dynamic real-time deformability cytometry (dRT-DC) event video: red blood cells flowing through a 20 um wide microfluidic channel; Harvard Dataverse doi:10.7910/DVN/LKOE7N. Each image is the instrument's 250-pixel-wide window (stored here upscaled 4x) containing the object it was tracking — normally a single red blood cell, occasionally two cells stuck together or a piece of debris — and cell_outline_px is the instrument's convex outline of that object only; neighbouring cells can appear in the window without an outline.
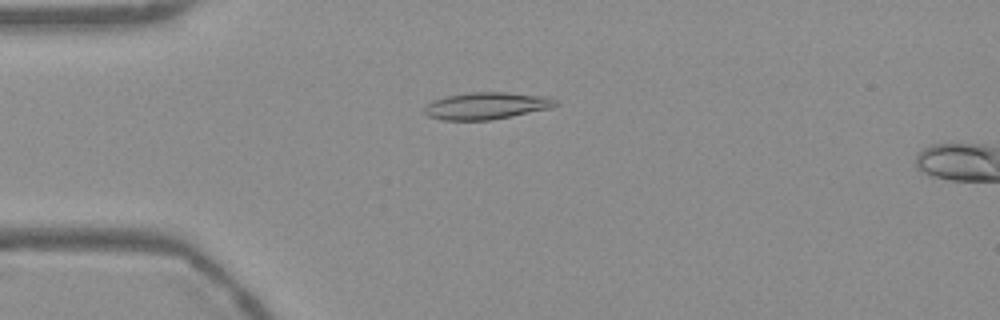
{"species": "Egyptian fruit bat (a non-hibernating species)", "species_latin": "Rousettus aegyptiacus", "temperature_condition": "warm", "stored_images_in_passage": 9, "camera_frame_rate_fps": 3000, "um_per_image_px": 0.085, "frame": {"image": 1, "passage_image": 6, "time_ms": 1.667, "image_size_px": [1000, 320], "cell_outline_px": [[560, 104], [552, 108], [492, 120], [444, 120], [428, 116], [424, 112], [424, 108], [432, 100], [448, 96], [468, 92], [504, 92], [548, 96], [556, 100]], "centroid_in_image_um": [41.39, 8.99], "position_along_channel_um": 43.6, "area_um2": 20.75}}